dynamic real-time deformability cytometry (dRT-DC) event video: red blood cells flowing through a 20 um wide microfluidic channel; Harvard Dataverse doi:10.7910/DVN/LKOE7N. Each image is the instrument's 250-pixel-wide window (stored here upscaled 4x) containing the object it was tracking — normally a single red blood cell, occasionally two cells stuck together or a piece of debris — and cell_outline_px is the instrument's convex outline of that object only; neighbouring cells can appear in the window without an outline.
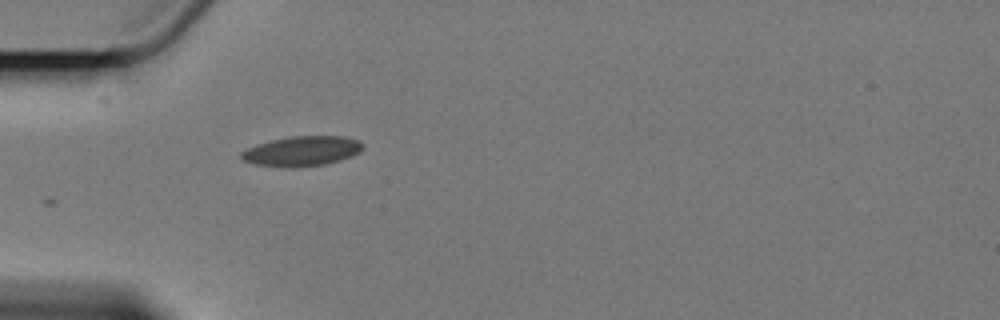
{"species": "Egyptian fruit bat (a non-hibernating species)", "species_latin": "Rousettus aegyptiacus", "temperature_condition": "cold", "stored_images_in_passage": 11, "camera_frame_rate_fps": 3000, "um_per_image_px": 0.085, "animal": {"sex": "female"}, "frame": {"image": 1, "passage_image": 1, "time_ms": 0.0, "image_size_px": [1000, 320], "cell_outline_px": [[364, 148], [360, 152], [352, 156], [340, 160], [324, 164], [296, 168], [280, 168], [252, 164], [240, 160], [240, 152], [256, 144], [272, 140], [292, 136], [344, 136], [360, 140], [364, 144]], "centroid_in_image_um": [25.64, 12.86], "position_along_channel_um": 59.4, "area_um2": 21.68}}
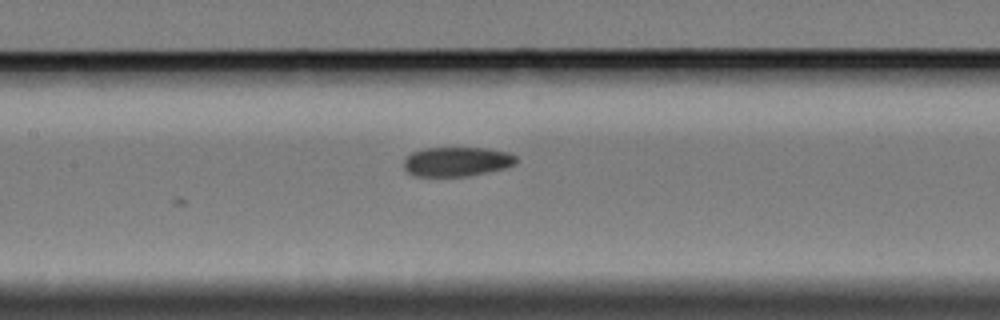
{"frame": {"image": 2, "passage_image": 11, "time_ms": 3.333, "image_size_px": [1000, 320], "cell_outline_px": [[516, 164], [504, 168], [488, 172], [468, 176], [412, 176], [404, 168], [404, 160], [412, 152], [424, 148], [488, 148], [508, 152], [516, 156]], "centroid_in_image_um": [38.83, 13.74], "position_along_channel_um": 168.6, "area_um2": 19.31}}